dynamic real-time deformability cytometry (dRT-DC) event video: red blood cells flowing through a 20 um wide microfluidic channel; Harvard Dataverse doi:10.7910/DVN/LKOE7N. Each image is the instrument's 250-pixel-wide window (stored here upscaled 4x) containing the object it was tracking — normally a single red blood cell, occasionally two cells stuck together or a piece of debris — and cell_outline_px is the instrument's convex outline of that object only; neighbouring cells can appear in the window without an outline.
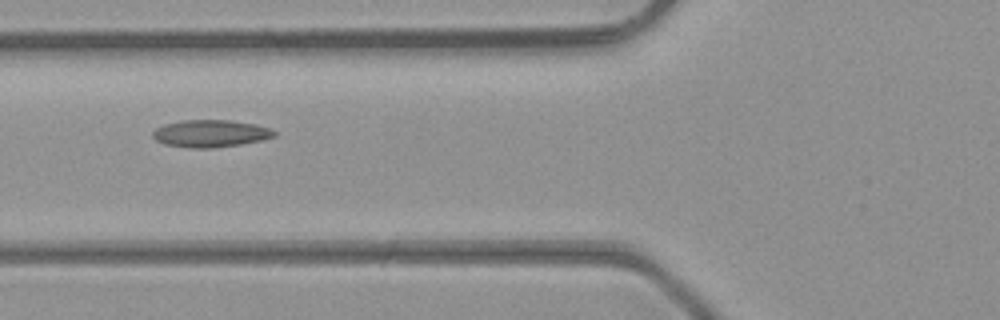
{"species": "common noctule bat (a hibernating species)", "species_latin": "Nyctalus noctula", "temperature_condition": "room temperature", "stored_images_in_passage": 3, "camera_frame_rate_fps": 3000, "um_per_image_px": 0.085, "animal": {"sex": "male", "body_mass_g": 23.1, "forearm_length_mm": 52.7}, "frame": {"image": 1, "passage_image": 3, "time_ms": 0.667, "image_size_px": [1000, 320], "cell_outline_px": [[276, 136], [260, 140], [240, 144], [212, 148], [188, 148], [164, 144], [156, 140], [152, 136], [152, 132], [156, 128], [164, 124], [180, 120], [232, 120], [256, 124], [272, 128], [276, 132]], "centroid_in_image_um": [17.89, 11.34], "position_along_channel_um": 107.9, "area_um2": 19.48}}